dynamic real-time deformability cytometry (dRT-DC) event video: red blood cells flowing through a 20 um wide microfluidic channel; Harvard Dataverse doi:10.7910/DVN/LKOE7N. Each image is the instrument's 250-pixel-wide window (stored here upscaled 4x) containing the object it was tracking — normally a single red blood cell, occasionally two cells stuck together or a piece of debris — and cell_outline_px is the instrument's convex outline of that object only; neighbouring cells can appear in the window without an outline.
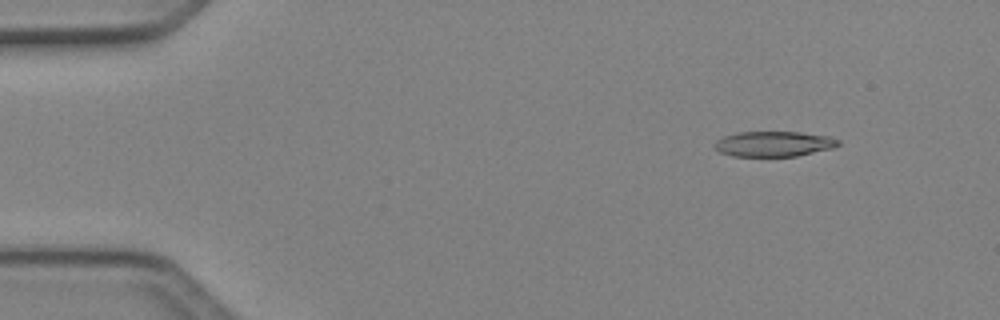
{"species": "Egyptian fruit bat (a non-hibernating species)", "species_latin": "Rousettus aegyptiacus", "temperature_condition": "cold", "stored_images_in_passage": 4, "camera_frame_rate_fps": 3000, "um_per_image_px": 0.085, "animal": {"sex": "female"}, "frame": {"image": 1, "passage_image": 2, "time_ms": 0.333, "image_size_px": [1000, 320], "cell_outline_px": [[840, 144], [832, 148], [796, 156], [732, 156], [720, 152], [712, 144], [716, 140], [724, 136], [736, 132], [800, 132], [828, 136], [840, 140]], "centroid_in_image_um": [65.75, 12.22], "position_along_channel_um": 19.3, "area_um2": 18.21}}